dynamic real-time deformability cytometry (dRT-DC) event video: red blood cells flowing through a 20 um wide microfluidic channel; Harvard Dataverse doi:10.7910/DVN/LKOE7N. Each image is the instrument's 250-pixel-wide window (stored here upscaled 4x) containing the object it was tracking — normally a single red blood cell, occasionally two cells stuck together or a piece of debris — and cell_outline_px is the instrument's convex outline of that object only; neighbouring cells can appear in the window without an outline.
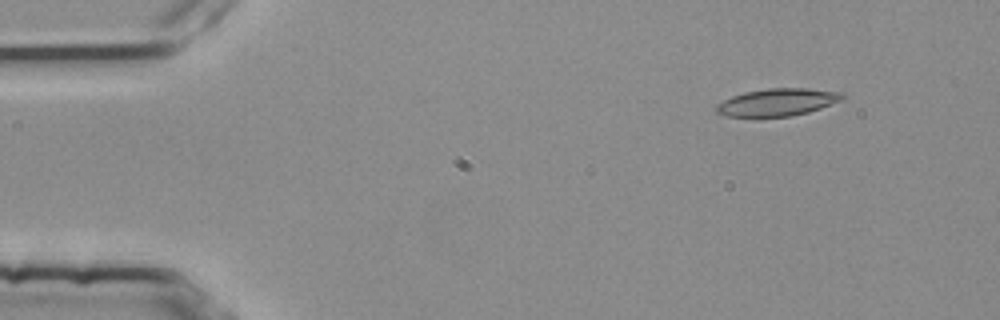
{"species": "common noctule bat (a hibernating species)", "species_latin": "Nyctalus noctula", "temperature_condition": "room temperature", "stored_images_in_passage": 4, "camera_frame_rate_fps": 3000, "um_per_image_px": 0.085, "animal": {"sex": "female", "body_mass_g": 25.1}, "frame": {"image": 1, "passage_image": 2, "time_ms": 0.333, "image_size_px": [1000, 320], "cell_outline_px": [[844, 100], [808, 112], [792, 116], [724, 116], [716, 112], [716, 104], [732, 96], [744, 92], [768, 88], [808, 88], [844, 92]], "centroid_in_image_um": [66.12, 8.68], "position_along_channel_um": 18.9, "area_um2": 20.17}}